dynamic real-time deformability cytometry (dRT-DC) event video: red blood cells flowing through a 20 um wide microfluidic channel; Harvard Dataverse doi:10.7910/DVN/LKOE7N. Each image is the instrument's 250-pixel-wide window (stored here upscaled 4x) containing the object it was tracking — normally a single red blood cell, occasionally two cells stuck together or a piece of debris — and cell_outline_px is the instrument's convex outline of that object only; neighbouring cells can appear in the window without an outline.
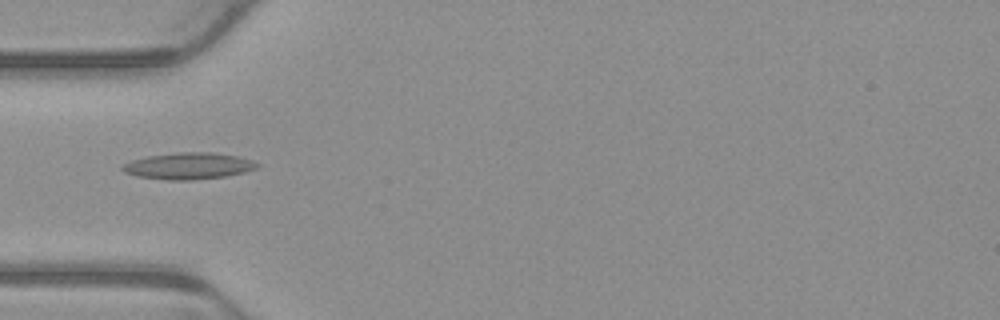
{"species": "common noctule bat (a hibernating species)", "species_latin": "Nyctalus noctula", "temperature_condition": "warm", "stored_images_in_passage": 4, "camera_frame_rate_fps": 3000, "um_per_image_px": 0.085, "animal": {"sex": "male", "body_mass_g": 23.1, "forearm_length_mm": 52.7}, "frame": {"image": 1, "passage_image": 4, "time_ms": 1.0, "image_size_px": [1000, 320], "cell_outline_px": [[260, 164], [256, 168], [244, 172], [224, 176], [192, 180], [168, 180], [136, 176], [124, 172], [120, 168], [124, 164], [132, 160], [148, 156], [176, 152], [212, 152], [236, 156], [252, 160]], "centroid_in_image_um": [16.0, 14.1], "position_along_channel_um": 69.0, "area_um2": 20.75}}